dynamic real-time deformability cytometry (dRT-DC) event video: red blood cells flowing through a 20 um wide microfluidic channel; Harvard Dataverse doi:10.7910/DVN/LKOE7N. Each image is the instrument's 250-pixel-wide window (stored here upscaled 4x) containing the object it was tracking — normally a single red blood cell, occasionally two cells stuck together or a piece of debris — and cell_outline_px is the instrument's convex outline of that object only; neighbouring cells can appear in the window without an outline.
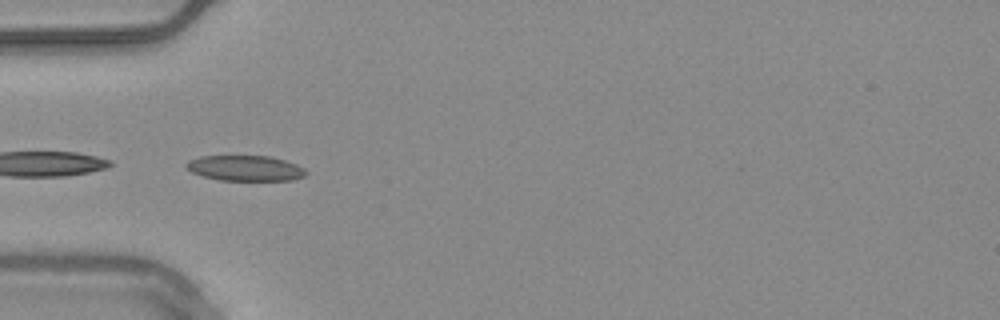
{"species": "common noctule bat (a hibernating species)", "species_latin": "Nyctalus noctula", "temperature_condition": "warm", "stored_images_in_passage": 17, "segment_of_instrument_passage": [2, 2], "camera_frame_rate_fps": 3000, "um_per_image_px": 0.085, "animal": {"sex": "male", "body_mass_g": 20.4}, "frame": {"image": 1, "passage_image": 13, "time_ms": 4.0, "image_size_px": [1000, 320], "cell_outline_px": [[308, 172], [304, 176], [292, 180], [220, 180], [204, 176], [192, 172], [184, 164], [188, 160], [200, 156], [272, 156], [296, 164], [304, 168]], "centroid_in_image_um": [20.86, 14.29], "position_along_channel_um": 64.1, "area_um2": 17.69}}